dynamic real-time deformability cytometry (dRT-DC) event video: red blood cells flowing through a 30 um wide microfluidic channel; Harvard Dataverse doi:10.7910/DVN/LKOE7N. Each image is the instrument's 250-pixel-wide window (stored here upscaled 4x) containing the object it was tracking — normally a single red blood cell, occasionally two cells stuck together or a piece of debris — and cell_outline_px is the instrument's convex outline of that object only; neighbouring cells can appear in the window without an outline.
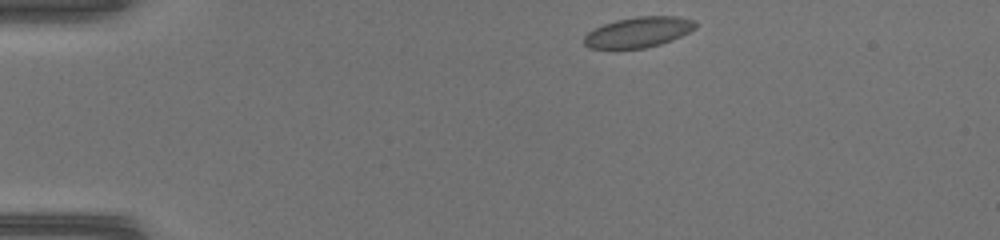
{"species": "common noctule bat (a hibernating species)", "species_latin": "Nyctalus noctula", "temperature_condition": "warm", "stored_images_in_passage": 39, "camera_frame_rate_fps": 3000, "um_per_image_px": 0.085, "animal": {"sex": "female", "body_mass_g": 17.0, "forearm_length_mm": 48.0}, "frame": {"image": 1, "passage_image": 1, "time_ms": 0.0, "image_size_px": [1000, 240], "cell_outline_px": [[696, 28], [680, 36], [660, 44], [644, 48], [588, 48], [584, 44], [584, 36], [588, 32], [604, 24], [616, 20], [640, 16], [676, 16], [696, 20]], "centroid_in_image_um": [54.27, 2.72], "position_along_channel_um": 30.7, "area_um2": 19.54}}
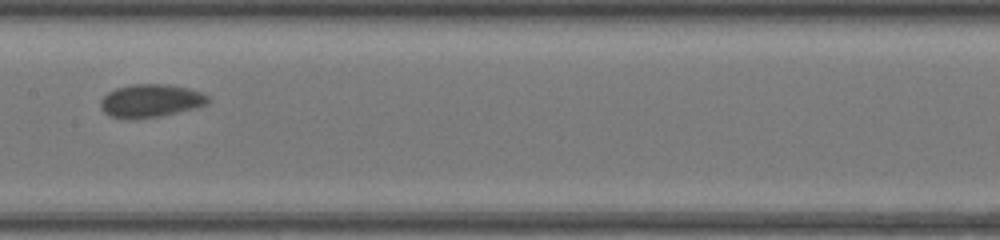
{"frame": {"image": 2, "passage_image": 17, "time_ms": 5.333, "image_size_px": [1000, 240], "cell_outline_px": [[212, 100], [208, 104], [160, 116], [128, 120], [124, 120], [112, 116], [104, 112], [100, 108], [100, 100], [108, 92], [116, 88], [132, 84], [168, 84], [188, 88], [200, 92], [208, 96]], "centroid_in_image_um": [12.78, 8.57], "position_along_channel_um": 194.6, "area_um2": 20.81}}
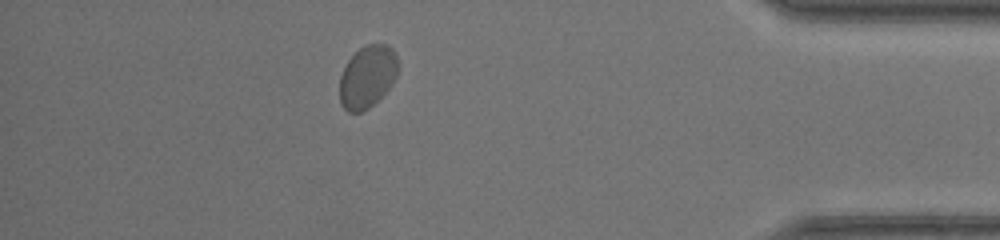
{"frame": {"image": 3, "passage_image": 34, "time_ms": 11.0, "image_size_px": [1000, 240], "cell_outline_px": [[396, 76], [392, 84], [368, 108], [360, 112], [348, 112], [340, 104], [340, 76], [348, 60], [364, 44], [388, 44], [396, 52]], "centroid_in_image_um": [31.21, 6.5], "position_along_channel_um": 404.0, "area_um2": 20.92}}